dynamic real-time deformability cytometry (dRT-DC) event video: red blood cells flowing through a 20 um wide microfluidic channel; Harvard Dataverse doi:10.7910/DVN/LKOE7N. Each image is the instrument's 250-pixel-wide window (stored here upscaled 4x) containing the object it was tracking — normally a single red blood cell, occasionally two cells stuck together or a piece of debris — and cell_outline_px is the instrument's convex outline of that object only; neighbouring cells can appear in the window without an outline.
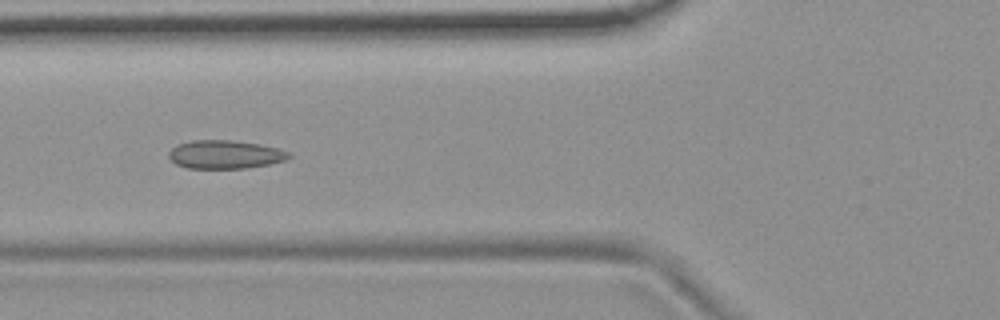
{"species": "common noctule bat (a hibernating species)", "species_latin": "Nyctalus noctula", "temperature_condition": "room temperature", "stored_images_in_passage": 9, "camera_frame_rate_fps": 3000, "um_per_image_px": 0.085, "animal": {"sex": "female", "body_mass_g": 19.9}, "frame": {"image": 1, "passage_image": 6, "time_ms": 6.0, "image_size_px": [1000, 320], "cell_outline_px": [[292, 156], [284, 160], [268, 164], [248, 168], [188, 168], [176, 164], [168, 156], [168, 152], [176, 144], [192, 140], [232, 140], [260, 144], [276, 148], [288, 152]], "centroid_in_image_um": [19.09, 13.12], "position_along_channel_um": 106.7, "area_um2": 19.83}}
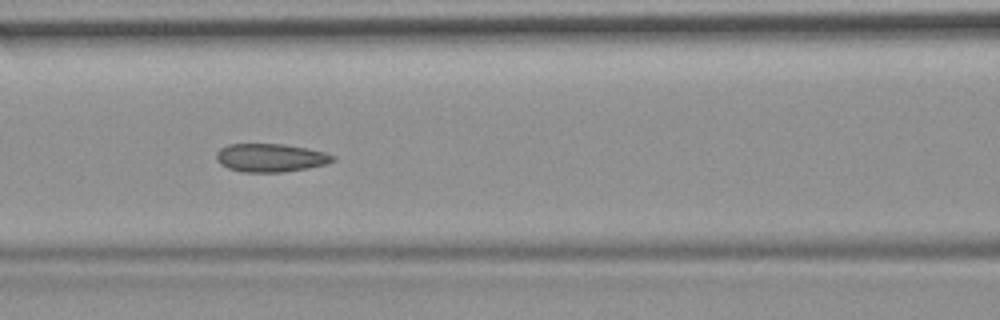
{"frame": {"image": 2, "passage_image": 7, "time_ms": 7.0, "image_size_px": [1000, 320], "cell_outline_px": [[336, 160], [328, 164], [308, 168], [284, 172], [244, 172], [228, 168], [220, 164], [216, 160], [216, 152], [220, 148], [228, 144], [284, 144], [308, 148], [324, 152], [336, 156]], "centroid_in_image_um": [23.02, 13.41], "position_along_channel_um": 143.6, "area_um2": 19.42}}